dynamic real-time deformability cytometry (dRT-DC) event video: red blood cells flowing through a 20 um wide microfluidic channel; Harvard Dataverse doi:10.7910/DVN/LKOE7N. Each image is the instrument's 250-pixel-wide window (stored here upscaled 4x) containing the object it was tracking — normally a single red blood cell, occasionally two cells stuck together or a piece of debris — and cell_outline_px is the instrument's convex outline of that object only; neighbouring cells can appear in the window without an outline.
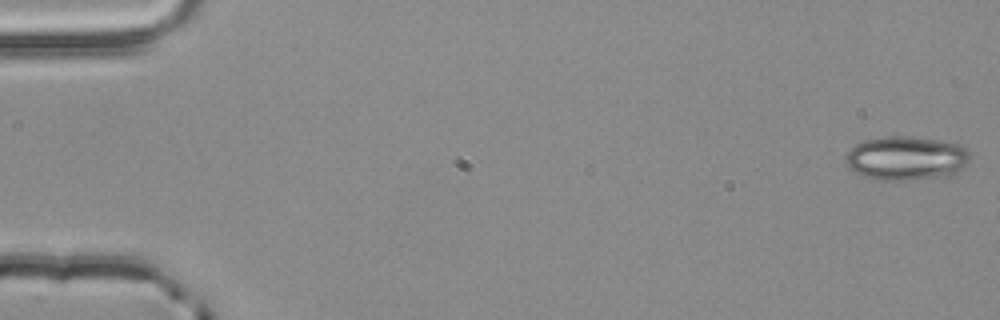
{"species": "common noctule bat (a hibernating species)", "species_latin": "Nyctalus noctula", "temperature_condition": "room temperature", "stored_images_in_passage": 54, "camera_frame_rate_fps": 3000, "um_per_image_px": 0.085, "animal": {"sex": "male", "body_mass_g": 20.4}, "frame": {"image": 1, "passage_image": 1, "time_ms": 0.0, "image_size_px": [1000, 320], "cell_outline_px": [[968, 160], [952, 176], [908, 180], [876, 180], [864, 176], [848, 168], [844, 160], [844, 156], [856, 144], [864, 140], [884, 136], [904, 136], [936, 140], [960, 144], [968, 152]], "centroid_in_image_um": [76.97, 13.46], "position_along_channel_um": 8.0, "area_um2": 31.79}}
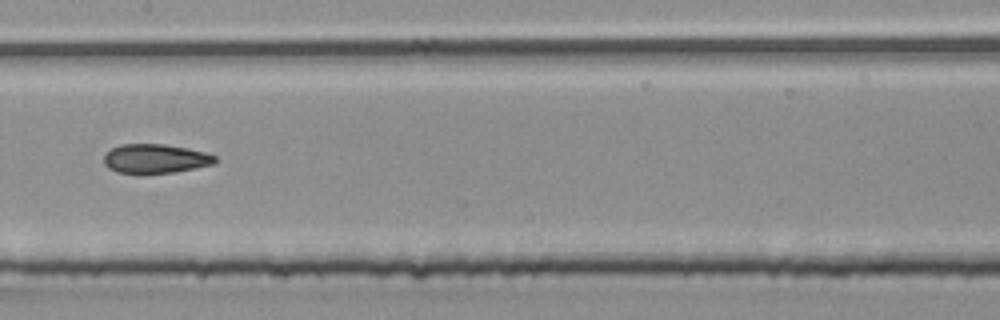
{"frame": {"image": 2, "passage_image": 28, "time_ms": 9.0, "image_size_px": [1000, 320], "cell_outline_px": [[216, 160], [212, 164], [196, 168], [172, 172], [140, 176], [116, 172], [108, 168], [104, 164], [104, 156], [112, 148], [120, 144], [164, 144], [188, 148], [208, 152], [216, 156]], "centroid_in_image_um": [13.18, 13.51], "position_along_channel_um": 194.2, "area_um2": 19.48}}
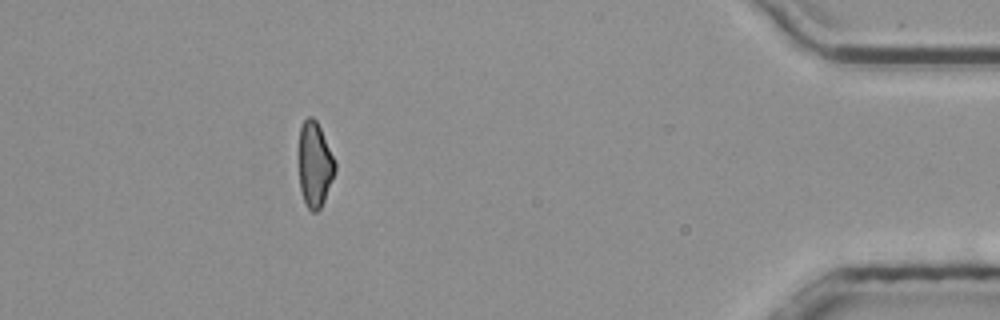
{"frame": {"image": 3, "passage_image": 49, "time_ms": 16.0, "image_size_px": [1000, 320], "cell_outline_px": [[336, 168], [332, 180], [324, 200], [320, 208], [316, 212], [312, 212], [308, 208], [304, 200], [300, 188], [300, 124], [308, 116], [312, 116], [316, 120], [320, 128], [336, 164]], "centroid_in_image_um": [26.75, 13.98], "position_along_channel_um": 408.4, "area_um2": 17.51}, "authors_computed_cell_mechanics": {"area_um2": 19.5364, "velocity_mm_per_s": 3.8794, "shape_relaxation_time_tau1_ms": null, "shape_relaxation_time_tau2_ms": 2.861, "deformation_change_tau1": null, "deformation_change_tau2": 0.1075}}